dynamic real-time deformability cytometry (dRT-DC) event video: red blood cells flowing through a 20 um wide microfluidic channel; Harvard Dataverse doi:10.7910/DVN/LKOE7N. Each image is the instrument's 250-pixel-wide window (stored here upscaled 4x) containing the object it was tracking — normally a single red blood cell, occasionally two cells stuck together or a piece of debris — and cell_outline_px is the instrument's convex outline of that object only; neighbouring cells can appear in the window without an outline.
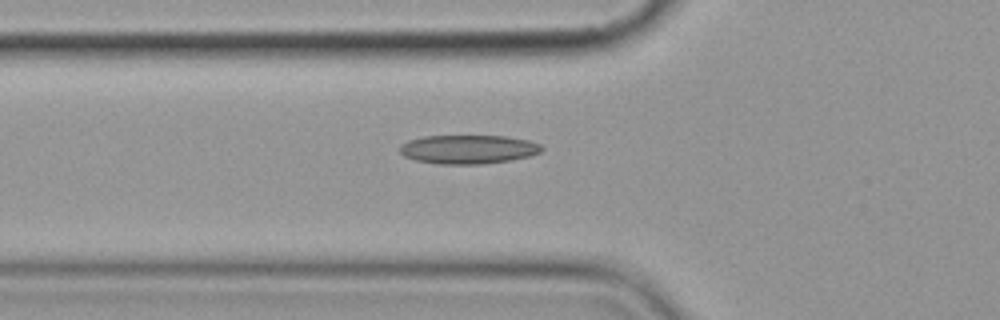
{"species": "common noctule bat (a hibernating species)", "species_latin": "Nyctalus noctula", "temperature_condition": "cold", "stored_images_in_passage": 2, "camera_frame_rate_fps": 3000, "um_per_image_px": 0.085, "animal": {"sex": "female", "body_mass_g": 19.9}, "frame": {"image": 1, "passage_image": 2, "time_ms": 2.0, "image_size_px": [1000, 320], "cell_outline_px": [[544, 148], [540, 152], [532, 156], [512, 160], [480, 164], [436, 164], [416, 160], [404, 156], [400, 152], [400, 144], [408, 140], [424, 136], [504, 136], [528, 140], [540, 144]], "centroid_in_image_um": [39.81, 12.69], "position_along_channel_um": 86.0, "area_um2": 23.99}}